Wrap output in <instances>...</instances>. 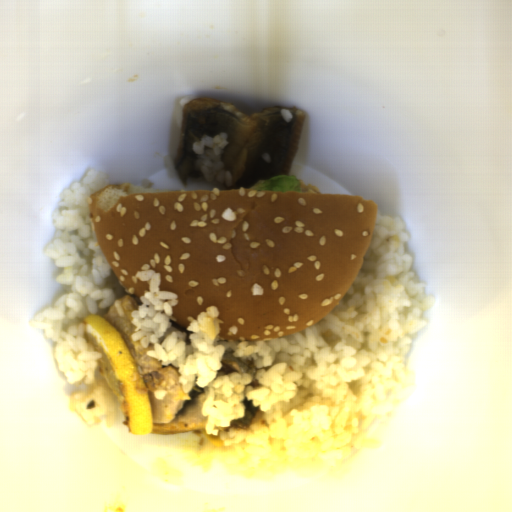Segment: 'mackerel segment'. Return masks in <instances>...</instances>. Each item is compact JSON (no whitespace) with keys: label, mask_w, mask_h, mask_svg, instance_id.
<instances>
[{"label":"mackerel segment","mask_w":512,"mask_h":512,"mask_svg":"<svg viewBox=\"0 0 512 512\" xmlns=\"http://www.w3.org/2000/svg\"><path fill=\"white\" fill-rule=\"evenodd\" d=\"M124 314L120 317L111 303L104 317L121 335L130 356L147 388L153 429L151 434H178L203 431L207 418L202 412L206 393L199 385L193 384L191 391L184 392L178 380V369L174 364H161L149 355L142 342L131 339L136 325L132 323L133 312L141 305L130 295L119 299Z\"/></svg>","instance_id":"14911b7f"},{"label":"mackerel segment","mask_w":512,"mask_h":512,"mask_svg":"<svg viewBox=\"0 0 512 512\" xmlns=\"http://www.w3.org/2000/svg\"><path fill=\"white\" fill-rule=\"evenodd\" d=\"M220 363L222 364L221 372L225 373L226 375L230 372H235L241 375L243 372L238 364L232 360L221 359Z\"/></svg>","instance_id":"6d7dc2dc"},{"label":"mackerel segment","mask_w":512,"mask_h":512,"mask_svg":"<svg viewBox=\"0 0 512 512\" xmlns=\"http://www.w3.org/2000/svg\"><path fill=\"white\" fill-rule=\"evenodd\" d=\"M172 332H182L180 329L178 328H175L173 326L170 325L169 329L167 330V332L163 335V337L158 341V342H162L164 339H166Z\"/></svg>","instance_id":"84c3c5a1"},{"label":"mackerel segment","mask_w":512,"mask_h":512,"mask_svg":"<svg viewBox=\"0 0 512 512\" xmlns=\"http://www.w3.org/2000/svg\"><path fill=\"white\" fill-rule=\"evenodd\" d=\"M242 405L245 408L244 417L239 419H232L230 426L242 430H247L248 428H250L249 423L256 416L260 409L259 407H255L253 405V401L248 400L246 396L242 401Z\"/></svg>","instance_id":"c1d32c5f"}]
</instances>
